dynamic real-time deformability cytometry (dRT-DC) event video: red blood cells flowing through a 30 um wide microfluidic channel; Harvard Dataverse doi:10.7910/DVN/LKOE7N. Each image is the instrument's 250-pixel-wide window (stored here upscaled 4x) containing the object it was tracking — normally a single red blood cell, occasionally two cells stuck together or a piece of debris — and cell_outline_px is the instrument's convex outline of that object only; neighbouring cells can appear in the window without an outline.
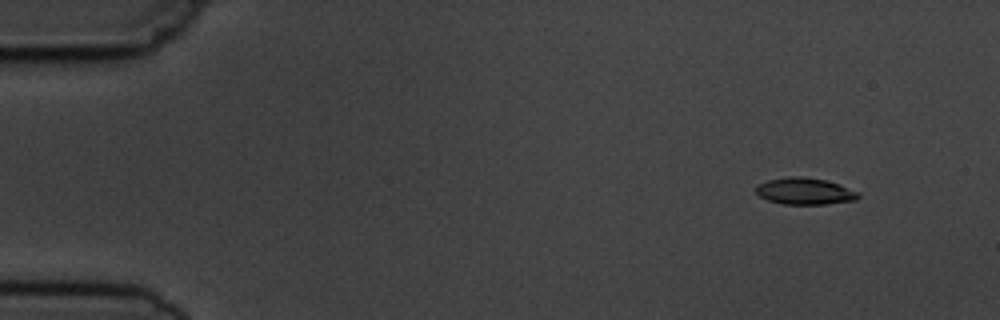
{"species": "common noctule bat (a hibernating species)", "species_latin": "Nyctalus noctula", "temperature_condition": "cold", "stored_images_in_passage": 4, "camera_frame_rate_fps": 3000, "um_per_image_px": 0.085, "animal": {"sex": "male", "body_mass_g": 19.5, "forearm_length_mm": 54.6}, "frame": {"image": 1, "passage_image": 1, "time_ms": 0.0, "image_size_px": [1000, 320], "cell_outline_px": [[860, 196], [856, 200], [824, 204], [784, 204], [768, 200], [760, 196], [756, 192], [756, 184], [768, 180], [788, 176], [800, 176], [824, 180], [860, 192]], "centroid_in_image_um": [68.39, 16.25], "position_along_channel_um": 16.6, "area_um2": 15.78}}
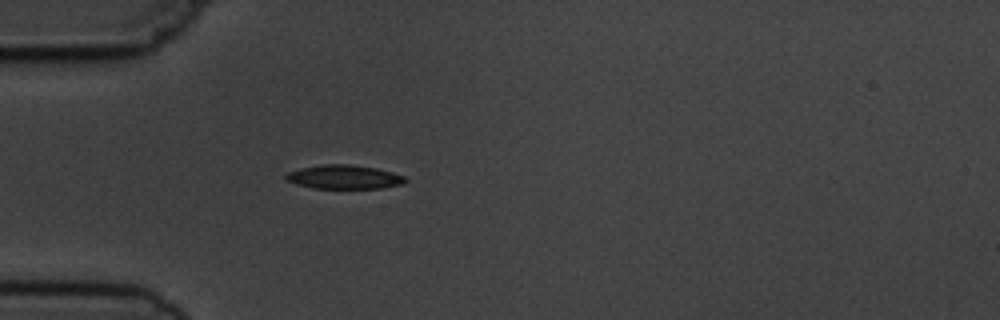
{"frame": {"image": 2, "passage_image": 4, "time_ms": 3.667, "image_size_px": [1000, 320], "cell_outline_px": [[408, 180], [404, 184], [380, 188], [312, 188], [296, 184], [284, 180], [284, 176], [288, 172], [300, 168], [320, 164], [348, 164], [376, 168], [392, 172], [404, 176]], "centroid_in_image_um": [29.22, 15.04], "position_along_channel_um": 55.8, "area_um2": 16.76}}